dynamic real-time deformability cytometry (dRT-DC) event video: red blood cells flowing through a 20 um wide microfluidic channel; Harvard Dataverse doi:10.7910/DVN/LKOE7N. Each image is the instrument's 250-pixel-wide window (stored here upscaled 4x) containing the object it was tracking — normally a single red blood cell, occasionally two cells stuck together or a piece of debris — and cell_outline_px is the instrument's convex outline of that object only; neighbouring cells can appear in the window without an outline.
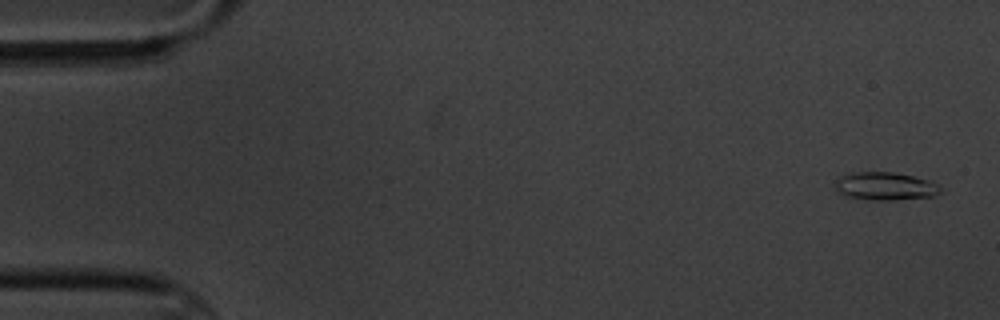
{"species": "common noctule bat (a hibernating species)", "species_latin": "Nyctalus noctula", "temperature_condition": "cold", "stored_images_in_passage": 6, "camera_frame_rate_fps": 3000, "um_per_image_px": 0.085, "animal": {"sex": "male", "body_mass_g": 20.1, "forearm_length_mm": 53.5}, "frame": {"image": 1, "passage_image": 1, "time_ms": 0.0, "image_size_px": [1000, 320], "cell_outline_px": [[944, 192], [936, 196], [892, 200], [872, 200], [848, 196], [836, 192], [832, 188], [836, 180], [840, 176], [856, 172], [892, 172], [912, 176], [928, 180], [936, 184]], "centroid_in_image_um": [75.22, 15.83], "position_along_channel_um": 9.8, "area_um2": 17.28}}